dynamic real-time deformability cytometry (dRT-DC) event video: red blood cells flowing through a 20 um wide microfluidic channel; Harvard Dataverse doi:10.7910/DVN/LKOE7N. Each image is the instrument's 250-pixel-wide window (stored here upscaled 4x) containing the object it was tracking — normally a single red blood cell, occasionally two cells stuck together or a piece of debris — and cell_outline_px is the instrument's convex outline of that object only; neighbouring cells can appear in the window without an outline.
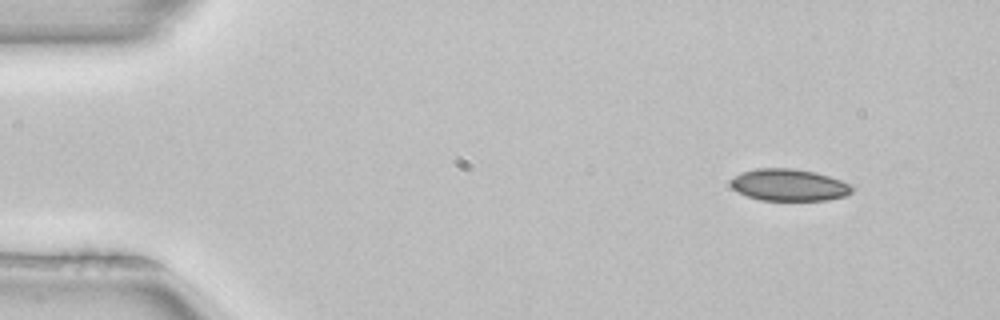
{"species": "common noctule bat (a hibernating species)", "species_latin": "Nyctalus noctula", "temperature_condition": "room temperature", "stored_images_in_passage": 3, "camera_frame_rate_fps": 3000, "um_per_image_px": 0.085, "animal": {"sex": "female", "body_mass_g": 22.7, "forearm_length_mm": 54.2}, "frame": {"image": 1, "passage_image": 1, "time_ms": 0.0, "image_size_px": [1000, 320], "cell_outline_px": [[852, 192], [844, 196], [828, 200], [760, 200], [748, 196], [732, 188], [732, 180], [740, 172], [756, 168], [792, 168], [816, 172], [840, 180], [848, 184], [852, 188]], "centroid_in_image_um": [67.06, 15.72], "position_along_channel_um": 17.9, "area_um2": 22.31}}
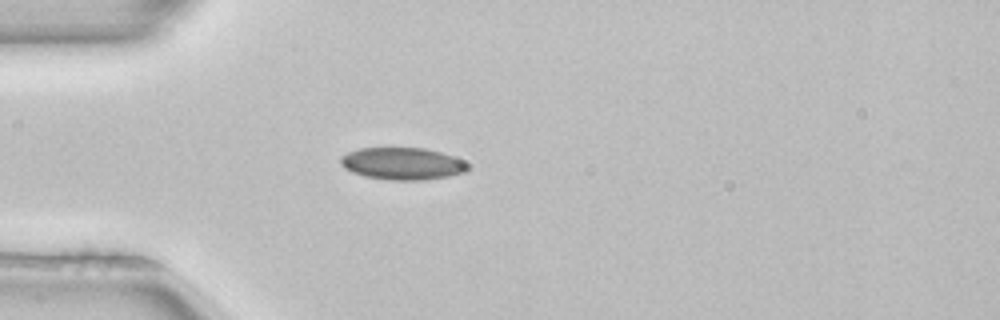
{"frame": {"image": 2, "passage_image": 3, "time_ms": 0.667, "image_size_px": [1000, 320], "cell_outline_px": [[468, 168], [464, 172], [448, 176], [424, 180], [388, 180], [364, 176], [352, 172], [344, 168], [340, 164], [340, 156], [348, 152], [360, 148], [424, 148], [440, 152], [452, 156], [468, 164]], "centroid_in_image_um": [34.15, 13.91], "position_along_channel_um": 50.8, "area_um2": 23.76}}